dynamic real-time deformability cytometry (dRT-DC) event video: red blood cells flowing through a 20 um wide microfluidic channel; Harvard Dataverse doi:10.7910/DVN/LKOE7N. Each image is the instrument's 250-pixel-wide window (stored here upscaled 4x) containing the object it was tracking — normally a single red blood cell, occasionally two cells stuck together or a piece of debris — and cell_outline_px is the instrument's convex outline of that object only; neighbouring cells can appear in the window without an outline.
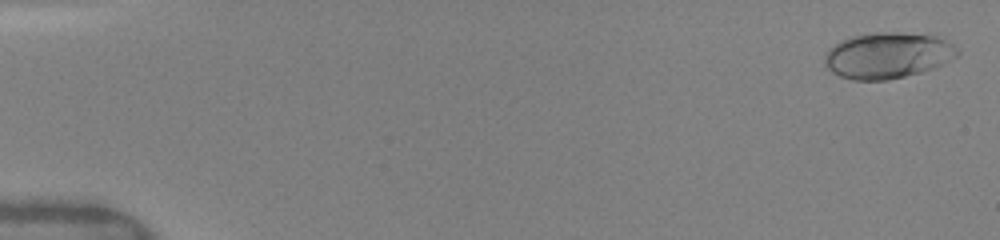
{"species": "human", "species_latin": "Homo sapiens", "temperature_condition": "warm", "stored_images_in_passage": 53, "camera_frame_rate_fps": 3000, "um_per_image_px": 0.085, "donor": {"sex": "female"}, "frame": {"image": 1, "passage_image": 2, "time_ms": 0.333, "image_size_px": [1000, 240], "cell_outline_px": [[960, 52], [956, 56], [932, 68], [920, 72], [888, 80], [852, 80], [840, 76], [832, 72], [824, 64], [824, 56], [828, 48], [840, 40], [852, 36], [872, 32], [900, 32], [932, 36], [944, 40], [952, 44]], "centroid_in_image_um": [75.37, 4.71], "position_along_channel_um": 9.6, "area_um2": 35.37}}
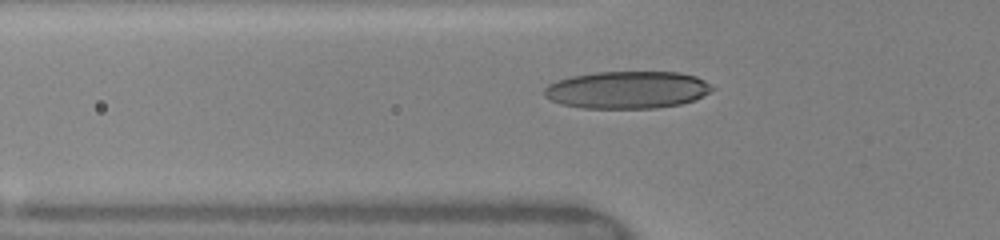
{"frame": {"image": 2, "passage_image": 26, "time_ms": 5.667, "image_size_px": [1000, 240], "cell_outline_px": [[716, 88], [696, 100], [680, 104], [656, 108], [584, 108], [560, 104], [544, 96], [544, 88], [548, 84], [572, 76], [596, 72], [680, 72], [696, 76], [704, 80]], "centroid_in_image_um": [53.35, 7.64], "position_along_channel_um": 72.5, "area_um2": 36.65}}
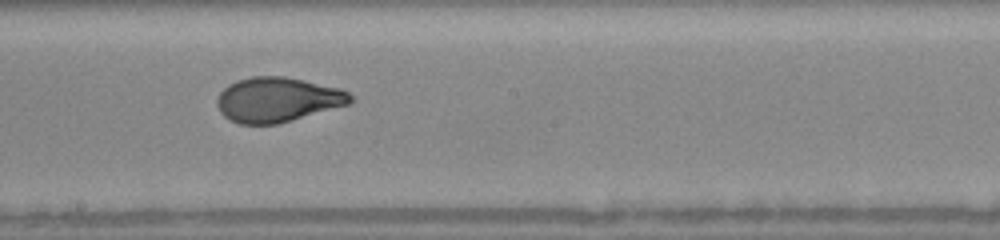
{"frame": {"image": 3, "passage_image": 40, "time_ms": 9.333, "image_size_px": [1000, 240], "cell_outline_px": [[352, 100], [348, 104], [276, 124], [240, 124], [228, 120], [220, 112], [216, 104], [216, 100], [220, 92], [228, 84], [236, 80], [252, 76], [284, 76], [304, 80], [340, 88], [348, 92], [352, 96]], "centroid_in_image_um": [23.54, 8.46], "position_along_channel_um": 224.7, "area_um2": 34.68}}